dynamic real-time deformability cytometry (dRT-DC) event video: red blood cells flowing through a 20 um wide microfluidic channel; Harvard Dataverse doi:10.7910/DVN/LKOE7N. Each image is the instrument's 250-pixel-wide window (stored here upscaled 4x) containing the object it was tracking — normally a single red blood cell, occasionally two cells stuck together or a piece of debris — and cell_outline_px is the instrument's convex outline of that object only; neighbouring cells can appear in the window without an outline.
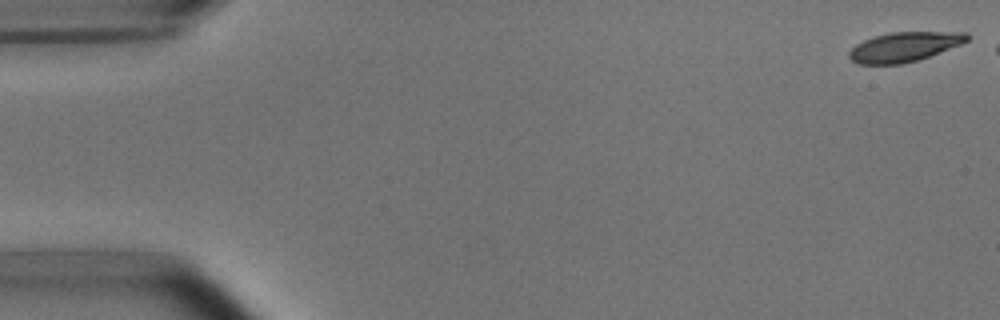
{"species": "common noctule bat (a hibernating species)", "species_latin": "Nyctalus noctula", "temperature_condition": "room temperature", "stored_images_in_passage": 5, "camera_frame_rate_fps": 3000, "um_per_image_px": 0.085, "animal": {"sex": "male", "body_mass_g": 15.6}, "frame": {"image": 1, "passage_image": 1, "time_ms": 0.0, "image_size_px": [1000, 320], "cell_outline_px": [[968, 40], [960, 44], [928, 56], [916, 60], [900, 64], [860, 64], [852, 60], [848, 56], [848, 52], [856, 44], [864, 40], [876, 36], [892, 32], [968, 32]], "centroid_in_image_um": [76.83, 3.98], "position_along_channel_um": 8.2, "area_um2": 19.94}}
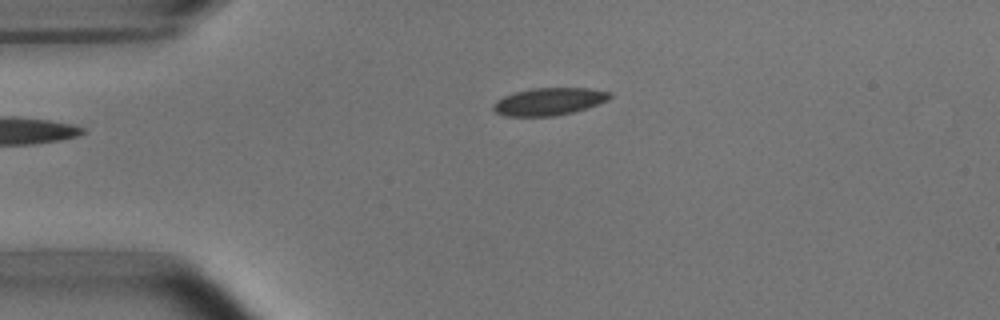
{"frame": {"image": 2, "passage_image": 5, "time_ms": 5.667, "image_size_px": [1000, 320], "cell_outline_px": [[612, 96], [608, 100], [572, 112], [552, 116], [508, 116], [496, 112], [492, 108], [492, 104], [496, 100], [504, 96], [516, 92], [532, 88], [588, 88], [612, 92]], "centroid_in_image_um": [46.65, 8.62], "position_along_channel_um": 38.3, "area_um2": 18.44}}